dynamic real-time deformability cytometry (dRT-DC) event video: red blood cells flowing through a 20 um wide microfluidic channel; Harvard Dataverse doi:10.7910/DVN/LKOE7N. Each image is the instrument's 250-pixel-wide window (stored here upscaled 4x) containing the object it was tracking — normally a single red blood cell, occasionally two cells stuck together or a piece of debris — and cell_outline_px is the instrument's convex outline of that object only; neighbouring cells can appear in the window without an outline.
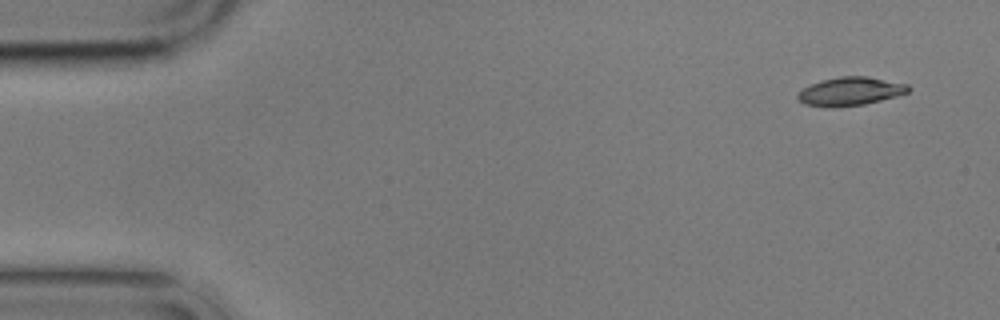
{"species": "common noctule bat (a hibernating species)", "species_latin": "Nyctalus noctula", "temperature_condition": "cold", "stored_images_in_passage": 5, "camera_frame_rate_fps": 3000, "um_per_image_px": 0.085, "animal": {"sex": "male", "body_mass_g": 17.9}, "frame": {"image": 1, "passage_image": 1, "time_ms": 0.0, "image_size_px": [1000, 320], "cell_outline_px": [[912, 88], [908, 92], [896, 96], [864, 104], [832, 108], [804, 104], [796, 96], [804, 88], [812, 84], [824, 80], [840, 76], [868, 76], [908, 84]], "centroid_in_image_um": [72.31, 7.76], "position_along_channel_um": 12.7, "area_um2": 18.21}}
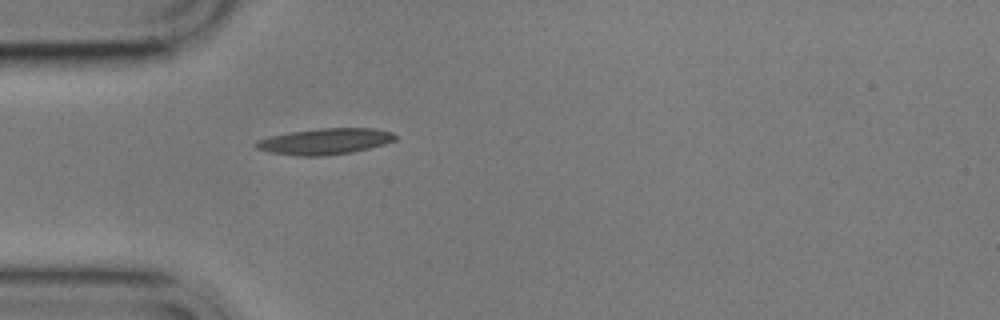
{"frame": {"image": 2, "passage_image": 5, "time_ms": 4.667, "image_size_px": [1000, 320], "cell_outline_px": [[396, 140], [384, 144], [352, 152], [324, 156], [296, 156], [272, 152], [256, 148], [252, 144], [256, 140], [272, 136], [292, 132], [320, 128], [376, 128], [392, 132], [396, 136]], "centroid_in_image_um": [27.63, 12.02], "position_along_channel_um": 57.4, "area_um2": 21.1}}